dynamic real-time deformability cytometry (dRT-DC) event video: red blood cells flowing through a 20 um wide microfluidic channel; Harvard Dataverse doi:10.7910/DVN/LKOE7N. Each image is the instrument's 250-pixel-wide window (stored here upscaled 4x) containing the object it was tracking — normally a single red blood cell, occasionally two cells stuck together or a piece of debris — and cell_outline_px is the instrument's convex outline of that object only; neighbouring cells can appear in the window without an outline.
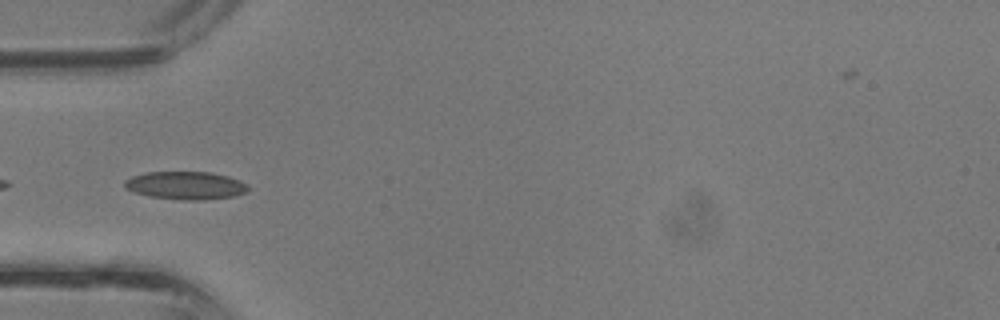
{"species": "common noctule bat (a hibernating species)", "species_latin": "Nyctalus noctula", "temperature_condition": "room temperature", "stored_images_in_passage": 18, "camera_frame_rate_fps": 3000, "um_per_image_px": 0.085, "animal": {"sex": "male", "body_mass_g": 13.3}, "frame": {"image": 1, "passage_image": 11, "time_ms": 3.333, "image_size_px": [1000, 320], "cell_outline_px": [[248, 192], [232, 196], [204, 200], [184, 200], [148, 196], [124, 188], [124, 180], [132, 176], [148, 172], [212, 172], [228, 176], [240, 180], [248, 184]], "centroid_in_image_um": [15.8, 15.76], "position_along_channel_um": 69.2, "area_um2": 20.17}}
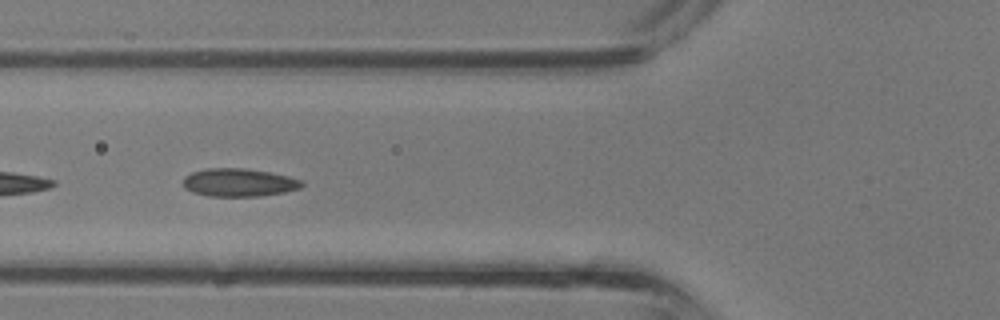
{"frame": {"image": 2, "passage_image": 13, "time_ms": 4.0, "image_size_px": [1000, 320], "cell_outline_px": [[304, 184], [300, 188], [284, 192], [260, 196], [208, 196], [192, 192], [184, 188], [184, 176], [192, 172], [208, 168], [244, 168], [268, 172], [288, 176], [304, 180]], "centroid_in_image_um": [20.31, 15.51], "position_along_channel_um": 105.5, "area_um2": 19.42}}